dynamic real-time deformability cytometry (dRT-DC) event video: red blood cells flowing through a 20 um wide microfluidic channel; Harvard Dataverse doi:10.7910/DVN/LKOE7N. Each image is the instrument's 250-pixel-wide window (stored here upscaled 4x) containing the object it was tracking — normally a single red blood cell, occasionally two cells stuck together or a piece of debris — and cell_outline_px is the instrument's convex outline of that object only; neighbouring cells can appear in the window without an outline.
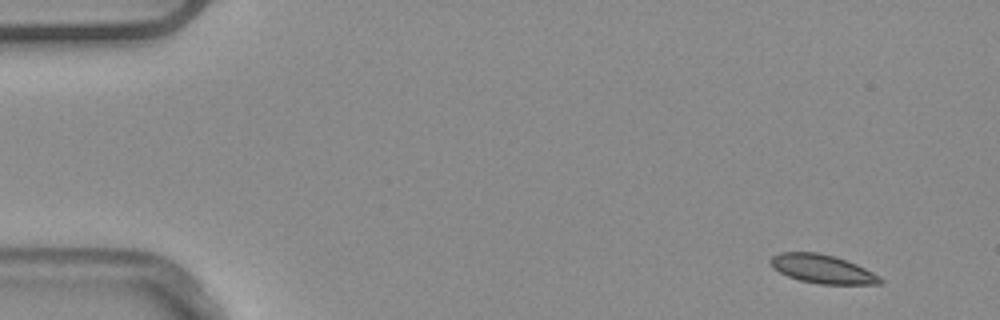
{"species": "common noctule bat (a hibernating species)", "species_latin": "Nyctalus noctula", "temperature_condition": "warm", "stored_images_in_passage": 6, "camera_frame_rate_fps": 3000, "um_per_image_px": 0.085, "animal": {"sex": "male", "body_mass_g": 20.4}, "frame": {"image": 1, "passage_image": 1, "time_ms": 0.0, "image_size_px": [1000, 320], "cell_outline_px": [[884, 284], [820, 284], [800, 280], [788, 276], [772, 268], [768, 260], [772, 256], [780, 252], [820, 252], [856, 264], [880, 276], [884, 280]], "centroid_in_image_um": [69.89, 22.86], "position_along_channel_um": 15.1, "area_um2": 18.32}}
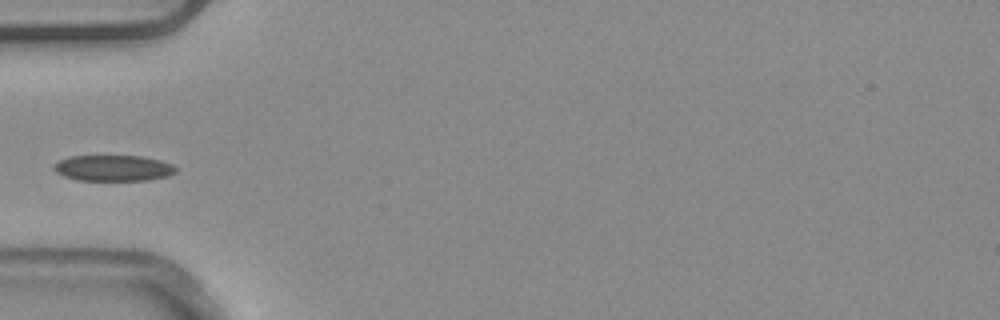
{"frame": {"image": 2, "passage_image": 5, "time_ms": 1.333, "image_size_px": [1000, 320], "cell_outline_px": [[176, 172], [168, 176], [148, 180], [76, 180], [64, 176], [56, 172], [52, 168], [52, 164], [68, 156], [144, 156], [160, 160], [172, 164], [176, 168]], "centroid_in_image_um": [9.61, 14.28], "position_along_channel_um": 75.4, "area_um2": 18.55}}